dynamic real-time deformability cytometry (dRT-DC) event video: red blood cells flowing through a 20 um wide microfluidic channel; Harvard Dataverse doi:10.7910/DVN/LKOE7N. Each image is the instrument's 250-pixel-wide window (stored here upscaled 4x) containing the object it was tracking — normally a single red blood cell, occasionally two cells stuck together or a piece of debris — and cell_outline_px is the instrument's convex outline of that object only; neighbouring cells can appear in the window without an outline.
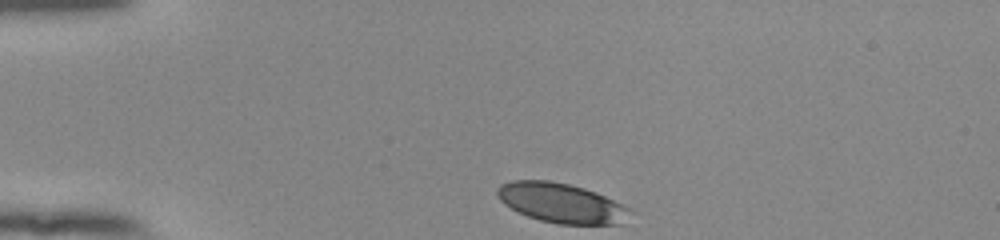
{"species": "human", "species_latin": "Homo sapiens", "temperature_condition": "room temperature", "stored_images_in_passage": 35, "camera_frame_rate_fps": 3000, "um_per_image_px": 0.085, "donor": {"sex": "female"}, "frame": {"image": 1, "passage_image": 1, "time_ms": 0.0, "image_size_px": [1000, 240], "cell_outline_px": [[632, 212], [620, 224], [556, 224], [540, 220], [528, 216], [504, 204], [496, 196], [496, 188], [500, 184], [512, 180], [548, 180], [568, 184], [584, 188], [596, 192], [628, 208]], "centroid_in_image_um": [47.66, 17.24], "position_along_channel_um": 37.3, "area_um2": 30.46}}
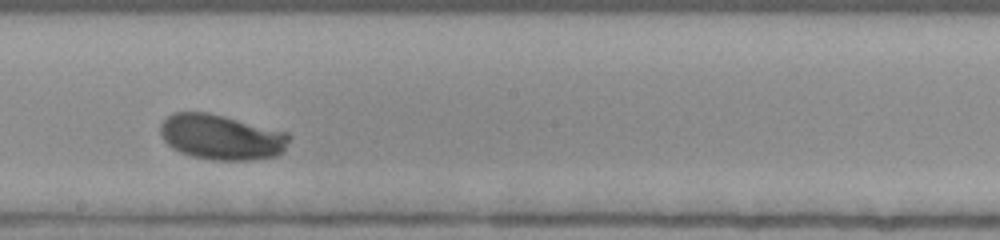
{"frame": {"image": 2, "passage_image": 20, "time_ms": 6.333, "image_size_px": [1000, 240], "cell_outline_px": [[292, 136], [284, 148], [276, 156], [252, 160], [212, 160], [192, 156], [180, 152], [172, 148], [164, 140], [160, 132], [160, 124], [172, 112], [208, 112], [288, 132]], "centroid_in_image_um": [18.81, 11.65], "position_along_channel_um": 229.4, "area_um2": 33.99}}
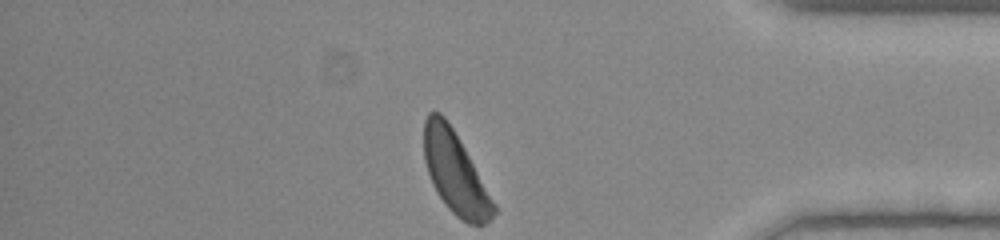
{"frame": {"image": 3, "passage_image": 35, "time_ms": 11.333, "image_size_px": [1000, 240], "cell_outline_px": [[496, 212], [484, 224], [468, 224], [460, 220], [448, 208], [436, 192], [432, 184], [424, 160], [424, 120], [428, 112], [440, 112], [444, 116], [452, 128], [464, 148], [496, 204]], "centroid_in_image_um": [38.68, 14.7], "position_along_channel_um": 396.5, "area_um2": 32.83}, "authors_computed_cell_mechanics": {"area_um2": 33.2928, "velocity_mm_per_s": 3.8318, "shape_relaxation_time_tau1_ms": 1.5783, "shape_relaxation_time_tau2_ms": null, "deformation_change_tau1": 0.094, "deformation_change_tau2": null}}